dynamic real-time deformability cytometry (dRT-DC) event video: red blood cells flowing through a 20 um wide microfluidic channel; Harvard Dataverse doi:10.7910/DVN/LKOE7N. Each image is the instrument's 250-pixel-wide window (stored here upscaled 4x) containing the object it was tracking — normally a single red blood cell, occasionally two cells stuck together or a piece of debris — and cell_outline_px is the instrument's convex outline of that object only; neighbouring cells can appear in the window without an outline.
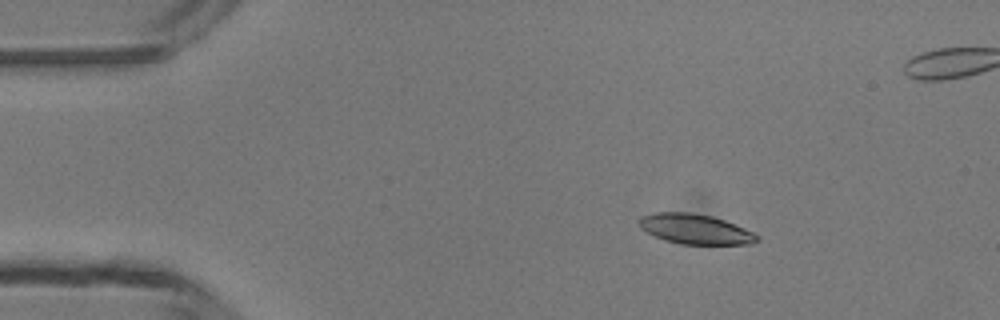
{"species": "common noctule bat (a hibernating species)", "species_latin": "Nyctalus noctula", "temperature_condition": "room temperature", "stored_images_in_passage": 6, "camera_frame_rate_fps": 3000, "um_per_image_px": 0.085, "animal": {"sex": "male", "body_mass_g": 13.3}, "frame": {"image": 1, "passage_image": 2, "time_ms": 1.333, "image_size_px": [1000, 320], "cell_outline_px": [[760, 240], [752, 244], [680, 244], [664, 240], [640, 228], [636, 224], [636, 220], [640, 216], [656, 212], [692, 212], [712, 216], [724, 220], [744, 228], [760, 236]], "centroid_in_image_um": [59.06, 19.46], "position_along_channel_um": 25.9, "area_um2": 20.81}}
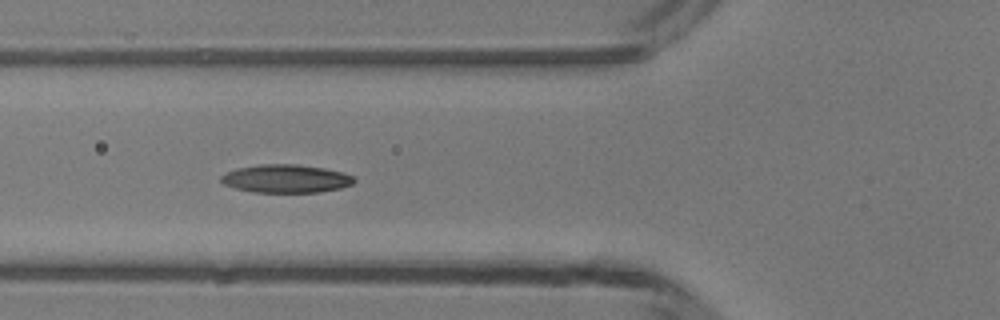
{"frame": {"image": 2, "passage_image": 5, "time_ms": 4.667, "image_size_px": [1000, 320], "cell_outline_px": [[356, 180], [352, 184], [340, 188], [320, 192], [252, 192], [236, 188], [224, 184], [220, 180], [220, 176], [236, 168], [260, 164], [296, 164], [324, 168], [344, 172], [352, 176]], "centroid_in_image_um": [24.31, 15.18], "position_along_channel_um": 101.5, "area_um2": 21.85}}
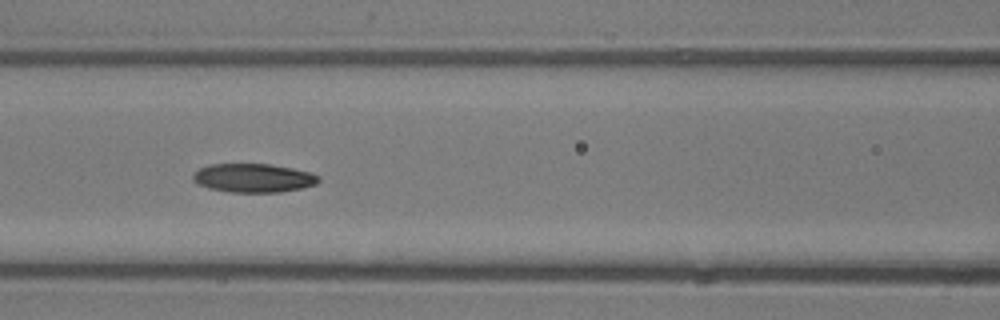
{"frame": {"image": 3, "passage_image": 6, "time_ms": 5.667, "image_size_px": [1000, 320], "cell_outline_px": [[320, 180], [316, 184], [300, 188], [280, 192], [228, 192], [208, 188], [196, 184], [192, 180], [192, 176], [200, 168], [208, 164], [272, 164], [292, 168], [308, 172], [320, 176]], "centroid_in_image_um": [21.51, 15.13], "position_along_channel_um": 145.1, "area_um2": 21.1}}